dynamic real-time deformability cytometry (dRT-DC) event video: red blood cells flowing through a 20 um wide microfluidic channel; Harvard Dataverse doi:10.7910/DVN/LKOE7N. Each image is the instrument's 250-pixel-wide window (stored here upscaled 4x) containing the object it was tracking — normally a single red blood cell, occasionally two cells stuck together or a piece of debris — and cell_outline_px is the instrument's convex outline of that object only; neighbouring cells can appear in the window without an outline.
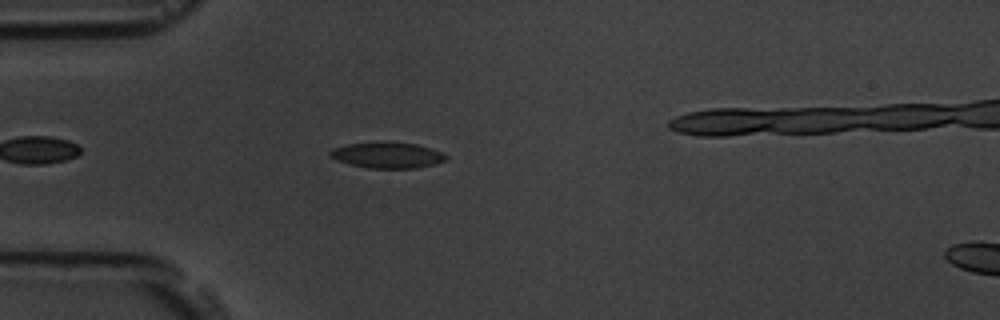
{"species": "common noctule bat (a hibernating species)", "species_latin": "Nyctalus noctula", "temperature_condition": "room temperature", "stored_images_in_passage": 39, "camera_frame_rate_fps": 3000, "um_per_image_px": 0.085, "animal": {"sex": "male", "body_mass_g": 19.5, "forearm_length_mm": 54.6}, "frame": {"image": 1, "passage_image": 6, "time_ms": 1.667, "image_size_px": [1000, 320], "cell_outline_px": [[448, 160], [416, 168], [368, 168], [348, 164], [328, 156], [328, 152], [332, 148], [348, 144], [380, 140], [384, 140], [416, 144], [432, 148], [444, 152], [448, 156]], "centroid_in_image_um": [32.92, 13.16], "position_along_channel_um": 52.1, "area_um2": 18.03}}
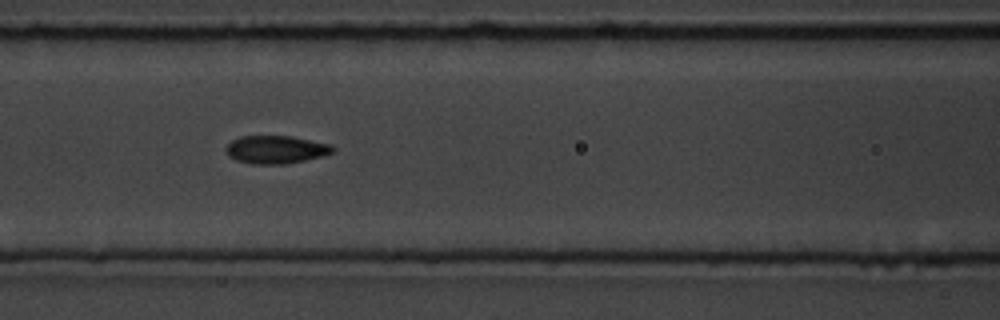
{"frame": {"image": 2, "passage_image": 14, "time_ms": 4.333, "image_size_px": [1000, 320], "cell_outline_px": [[336, 148], [332, 152], [324, 156], [284, 164], [252, 164], [236, 160], [228, 156], [224, 148], [232, 140], [240, 136], [292, 136], [332, 144]], "centroid_in_image_um": [23.45, 12.71], "position_along_channel_um": 143.1, "area_um2": 17.57}}
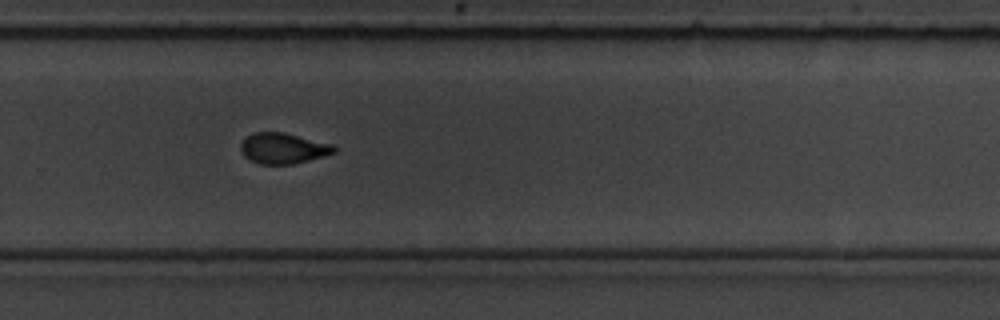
{"frame": {"image": 3, "passage_image": 27, "time_ms": 8.667, "image_size_px": [1000, 320], "cell_outline_px": [[336, 152], [324, 156], [292, 164], [260, 164], [248, 160], [240, 152], [240, 144], [252, 132], [284, 132], [332, 144], [336, 148]], "centroid_in_image_um": [24.04, 12.61], "position_along_channel_um": 305.8, "area_um2": 16.76}}